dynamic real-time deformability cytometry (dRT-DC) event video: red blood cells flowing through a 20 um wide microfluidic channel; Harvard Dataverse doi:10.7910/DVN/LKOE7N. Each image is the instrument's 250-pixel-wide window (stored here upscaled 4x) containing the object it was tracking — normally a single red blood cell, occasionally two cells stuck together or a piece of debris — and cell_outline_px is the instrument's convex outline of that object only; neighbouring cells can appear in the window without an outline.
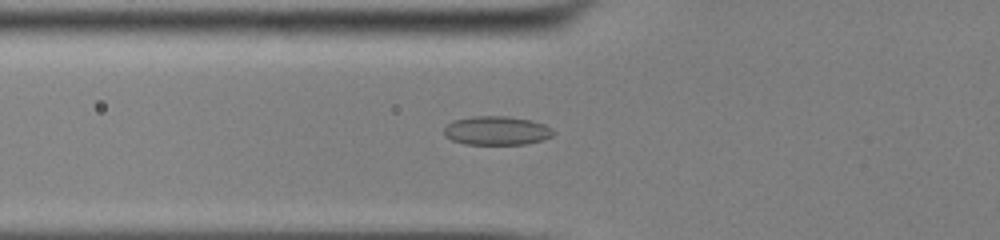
{"species": "common noctule bat (a hibernating species)", "species_latin": "Nyctalus noctula", "temperature_condition": "cold", "stored_images_in_passage": 51, "camera_frame_rate_fps": 3000, "um_per_image_px": 0.085, "animal": {"sex": "male", "body_mass_g": 13.0, "forearm_length_mm": 53.1}, "frame": {"image": 1, "passage_image": 21, "time_ms": 6.667, "image_size_px": [1000, 240], "cell_outline_px": [[552, 136], [544, 140], [524, 144], [464, 144], [452, 140], [444, 136], [444, 128], [452, 120], [472, 116], [508, 116], [532, 120], [544, 124], [552, 128]], "centroid_in_image_um": [42.2, 11.1], "position_along_channel_um": 83.6, "area_um2": 18.5}}
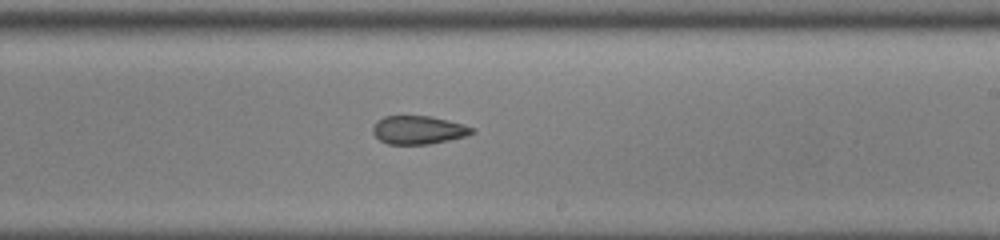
{"frame": {"image": 2, "passage_image": 34, "time_ms": 11.0, "image_size_px": [1000, 240], "cell_outline_px": [[476, 132], [468, 136], [428, 144], [388, 144], [380, 140], [372, 132], [372, 128], [376, 120], [384, 116], [428, 116], [448, 120], [464, 124], [476, 128]], "centroid_in_image_um": [35.59, 11.04], "position_along_channel_um": 253.4, "area_um2": 16.53}}
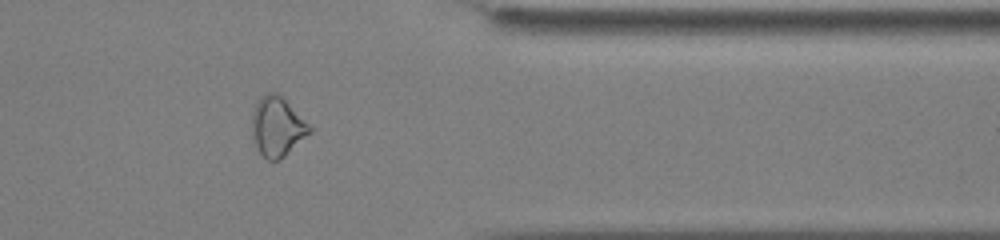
{"frame": {"image": 3, "passage_image": 45, "time_ms": 14.667, "image_size_px": [1000, 240], "cell_outline_px": [[312, 132], [280, 160], [268, 160], [260, 152], [252, 136], [252, 112], [260, 96], [268, 92], [276, 92], [312, 128]], "centroid_in_image_um": [23.55, 10.78], "position_along_channel_um": 387.9, "area_um2": 19.59}}